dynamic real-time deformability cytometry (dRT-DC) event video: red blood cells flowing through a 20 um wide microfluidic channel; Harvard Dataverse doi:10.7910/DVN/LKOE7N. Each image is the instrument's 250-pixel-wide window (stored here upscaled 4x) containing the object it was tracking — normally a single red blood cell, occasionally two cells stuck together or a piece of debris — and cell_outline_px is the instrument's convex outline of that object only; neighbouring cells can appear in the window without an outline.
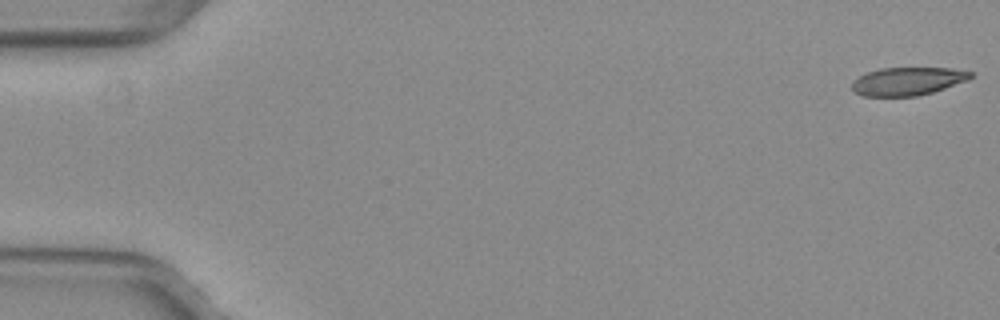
{"species": "common noctule bat (a hibernating species)", "species_latin": "Nyctalus noctula", "temperature_condition": "warm", "stored_images_in_passage": 5, "camera_frame_rate_fps": 3000, "um_per_image_px": 0.085, "animal": {"sex": "female", "body_mass_g": 29.2, "forearm_length_mm": 56.3}, "frame": {"image": 1, "passage_image": 1, "time_ms": 0.0, "image_size_px": [1000, 320], "cell_outline_px": [[972, 76], [968, 80], [932, 92], [916, 96], [864, 96], [856, 92], [852, 88], [852, 80], [868, 72], [880, 68], [952, 68], [972, 72]], "centroid_in_image_um": [77.15, 6.9], "position_along_channel_um": 7.9, "area_um2": 19.25}}